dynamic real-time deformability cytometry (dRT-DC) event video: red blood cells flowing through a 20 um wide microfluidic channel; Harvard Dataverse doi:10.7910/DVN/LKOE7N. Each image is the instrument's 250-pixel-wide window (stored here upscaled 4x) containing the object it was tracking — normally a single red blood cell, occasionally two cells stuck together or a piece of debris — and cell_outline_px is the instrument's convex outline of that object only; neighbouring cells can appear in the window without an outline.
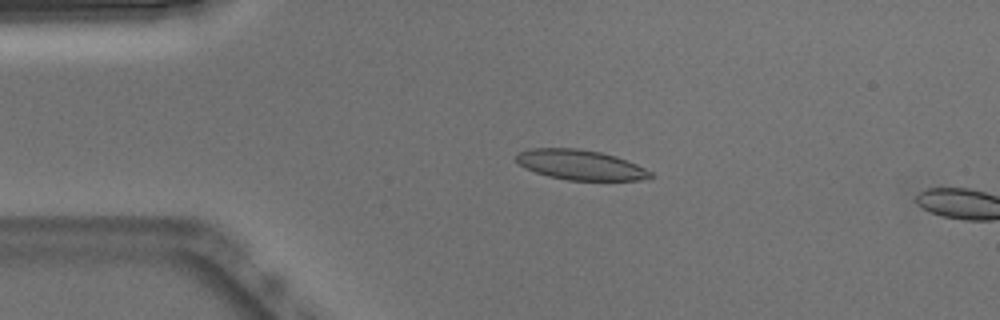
{"species": "Egyptian fruit bat (a non-hibernating species)", "species_latin": "Rousettus aegyptiacus", "temperature_condition": "warm", "stored_images_in_passage": 9, "camera_frame_rate_fps": 3000, "um_per_image_px": 0.085, "animal": {"sex": "male"}, "frame": {"image": 1, "passage_image": 7, "time_ms": 2.0, "image_size_px": [1000, 320], "cell_outline_px": [[656, 176], [644, 180], [568, 180], [548, 176], [524, 168], [516, 160], [516, 152], [528, 148], [580, 148], [600, 152], [616, 156], [636, 164], [652, 172]], "centroid_in_image_um": [49.33, 14.01], "position_along_channel_um": 35.7, "area_um2": 23.64}}